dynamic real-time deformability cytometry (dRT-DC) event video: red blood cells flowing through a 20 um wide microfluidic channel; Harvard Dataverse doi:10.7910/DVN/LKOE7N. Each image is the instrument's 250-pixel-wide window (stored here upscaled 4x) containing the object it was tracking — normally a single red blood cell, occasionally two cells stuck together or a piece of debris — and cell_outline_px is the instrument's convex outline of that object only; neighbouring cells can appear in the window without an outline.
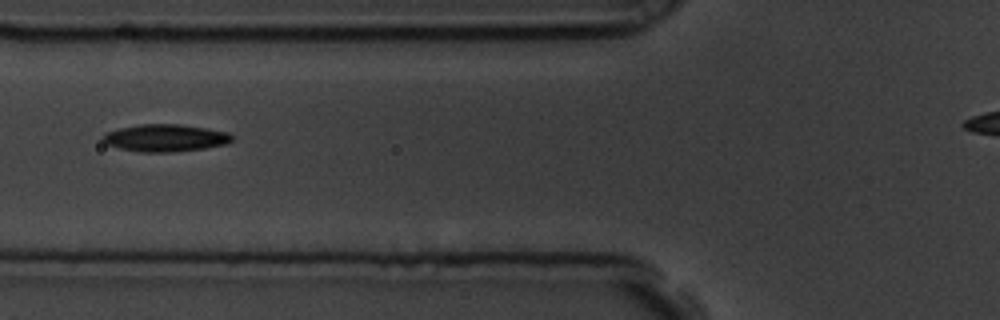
{"species": "common noctule bat (a hibernating species)", "species_latin": "Nyctalus noctula", "temperature_condition": "room temperature", "stored_images_in_passage": 36, "camera_frame_rate_fps": 3000, "um_per_image_px": 0.085, "animal": {"sex": "male", "body_mass_g": 19.5, "forearm_length_mm": 54.6}, "frame": {"image": 1, "passage_image": 6, "time_ms": 1.667, "image_size_px": [1000, 320], "cell_outline_px": [[232, 140], [228, 144], [204, 148], [172, 152], [140, 152], [120, 148], [104, 144], [104, 136], [108, 132], [120, 128], [140, 124], [180, 124], [208, 128], [228, 132], [232, 136]], "centroid_in_image_um": [14.09, 11.72], "position_along_channel_um": 111.7, "area_um2": 20.46}, "authors_computed_cell_mechanics": {"area_um2": 19.3052, "velocity_mm_per_s": 3.5899, "shape_relaxation_time_tau1_ms": 7.601, "shape_relaxation_time_tau2_ms": null, "deformation_change_tau1": 0.1648, "deformation_change_tau2": null}}